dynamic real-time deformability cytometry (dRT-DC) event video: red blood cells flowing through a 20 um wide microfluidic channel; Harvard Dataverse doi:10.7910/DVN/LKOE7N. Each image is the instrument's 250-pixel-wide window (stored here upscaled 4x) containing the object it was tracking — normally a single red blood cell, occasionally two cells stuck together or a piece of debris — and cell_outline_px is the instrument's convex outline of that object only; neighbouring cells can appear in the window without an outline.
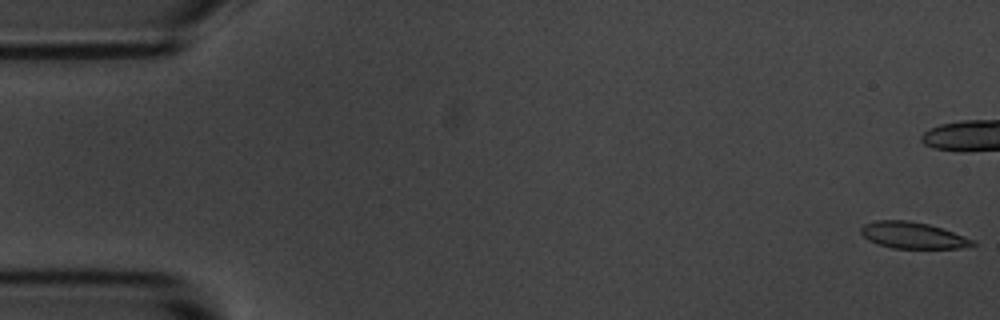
{"species": "common noctule bat (a hibernating species)", "species_latin": "Nyctalus noctula", "temperature_condition": "room temperature", "stored_images_in_passage": 44, "camera_frame_rate_fps": 3000, "um_per_image_px": 0.085, "animal": {"sex": "male", "body_mass_g": 20.1, "forearm_length_mm": 53.5}, "frame": {"image": 1, "passage_image": 1, "time_ms": 0.0, "image_size_px": [1000, 320], "cell_outline_px": [[976, 244], [960, 248], [892, 248], [876, 244], [868, 240], [860, 232], [860, 228], [864, 224], [876, 220], [908, 220], [928, 224], [976, 240]], "centroid_in_image_um": [77.55, 20.0], "position_along_channel_um": 7.4, "area_um2": 17.17}}